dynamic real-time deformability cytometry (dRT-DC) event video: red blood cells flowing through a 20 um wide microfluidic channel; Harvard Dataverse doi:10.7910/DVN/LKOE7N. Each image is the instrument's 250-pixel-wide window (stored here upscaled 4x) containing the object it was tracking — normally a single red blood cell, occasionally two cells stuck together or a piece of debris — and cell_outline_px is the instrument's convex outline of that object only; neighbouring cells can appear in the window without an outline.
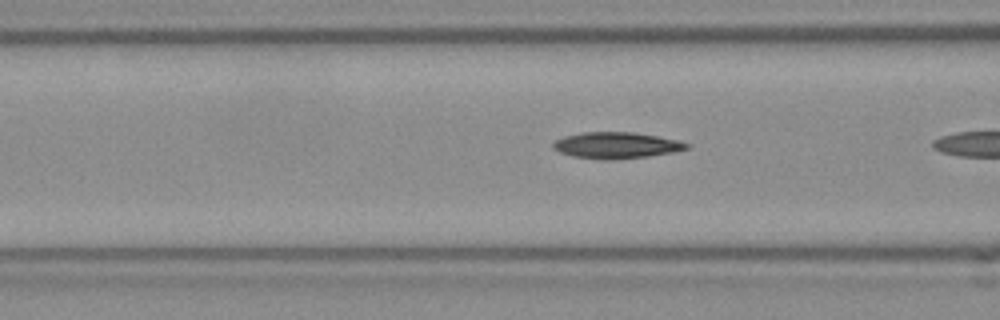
{"species": "Egyptian fruit bat (a non-hibernating species)", "species_latin": "Rousettus aegyptiacus", "temperature_condition": "room temperature", "stored_images_in_passage": 5, "camera_frame_rate_fps": 3000, "um_per_image_px": 0.085, "frame": {"image": 1, "passage_image": 4, "time_ms": 1.0, "image_size_px": [1000, 320], "cell_outline_px": [[688, 148], [672, 152], [648, 156], [608, 160], [604, 160], [572, 156], [560, 152], [552, 148], [552, 144], [556, 140], [564, 136], [580, 132], [636, 132], [680, 140], [688, 144]], "centroid_in_image_um": [52.36, 12.34], "position_along_channel_um": 114.2, "area_um2": 20.46}}